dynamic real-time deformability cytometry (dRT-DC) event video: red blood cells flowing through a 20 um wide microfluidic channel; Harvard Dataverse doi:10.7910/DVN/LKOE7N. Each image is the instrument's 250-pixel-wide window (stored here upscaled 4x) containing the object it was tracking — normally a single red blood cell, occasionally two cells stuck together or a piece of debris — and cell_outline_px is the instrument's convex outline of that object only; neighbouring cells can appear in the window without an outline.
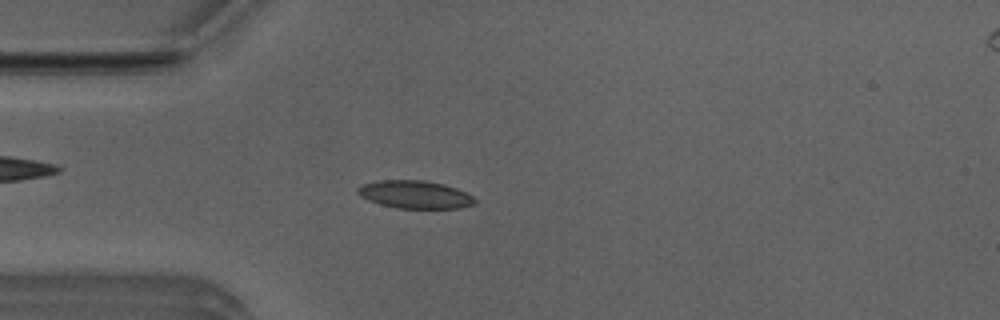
{"species": "Egyptian fruit bat (a non-hibernating species)", "species_latin": "Rousettus aegyptiacus", "temperature_condition": "room temperature", "stored_images_in_passage": 6, "camera_frame_rate_fps": 3000, "um_per_image_px": 0.085, "animal": {"sex": "male"}, "frame": {"image": 1, "passage_image": 5, "time_ms": 1.333, "image_size_px": [1000, 320], "cell_outline_px": [[476, 204], [460, 208], [396, 208], [380, 204], [368, 200], [360, 196], [356, 192], [356, 188], [360, 184], [380, 180], [424, 180], [444, 184], [468, 192], [476, 200]], "centroid_in_image_um": [35.26, 16.53], "position_along_channel_um": 49.7, "area_um2": 19.25}}